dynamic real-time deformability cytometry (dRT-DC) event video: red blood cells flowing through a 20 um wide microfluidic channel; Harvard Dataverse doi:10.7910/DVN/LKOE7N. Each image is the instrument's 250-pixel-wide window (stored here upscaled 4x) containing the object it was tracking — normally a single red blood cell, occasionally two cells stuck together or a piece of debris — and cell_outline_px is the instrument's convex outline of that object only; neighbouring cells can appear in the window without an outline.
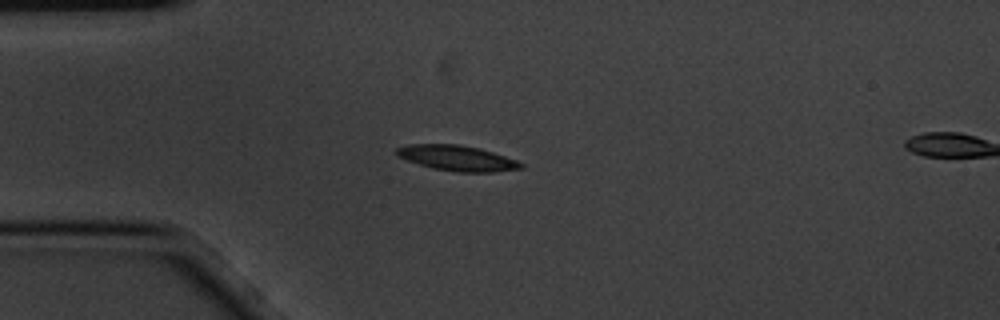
{"species": "common noctule bat (a hibernating species)", "species_latin": "Nyctalus noctula", "temperature_condition": "cold", "stored_images_in_passage": 2, "camera_frame_rate_fps": 3000, "um_per_image_px": 0.085, "animal": {"sex": "male", "body_mass_g": 20.1, "forearm_length_mm": 53.5}, "frame": {"image": 1, "passage_image": 1, "time_ms": 0.0, "image_size_px": [1000, 320], "cell_outline_px": [[524, 168], [492, 172], [456, 172], [432, 168], [408, 160], [400, 156], [396, 152], [396, 148], [408, 144], [456, 144], [480, 148], [516, 160], [524, 164]], "centroid_in_image_um": [38.88, 13.44], "position_along_channel_um": 46.1, "area_um2": 18.21}}